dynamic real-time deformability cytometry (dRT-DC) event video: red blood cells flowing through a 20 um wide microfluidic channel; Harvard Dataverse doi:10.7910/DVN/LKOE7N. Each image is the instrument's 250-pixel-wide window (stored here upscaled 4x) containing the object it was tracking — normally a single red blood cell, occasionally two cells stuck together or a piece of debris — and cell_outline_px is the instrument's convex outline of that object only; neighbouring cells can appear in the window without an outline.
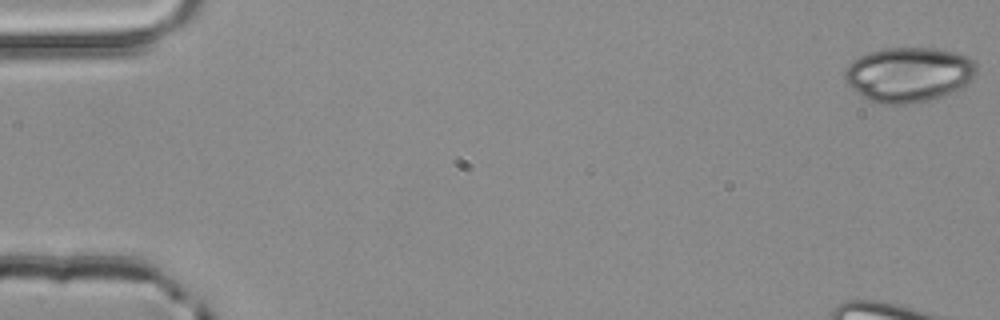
{"species": "common noctule bat (a hibernating species)", "species_latin": "Nyctalus noctula", "temperature_condition": "room temperature", "stored_images_in_passage": 4, "camera_frame_rate_fps": 3000, "um_per_image_px": 0.085, "animal": {"sex": "male", "body_mass_g": 20.4}, "frame": {"image": 1, "passage_image": 1, "time_ms": 0.0, "image_size_px": [1000, 320], "cell_outline_px": [[976, 72], [972, 80], [964, 88], [932, 100], [908, 104], [876, 104], [868, 100], [852, 88], [844, 80], [844, 72], [848, 64], [852, 60], [868, 52], [884, 48], [932, 48], [956, 52], [968, 56], [976, 64]], "centroid_in_image_um": [77.25, 6.34], "position_along_channel_um": 7.7, "area_um2": 42.66}}